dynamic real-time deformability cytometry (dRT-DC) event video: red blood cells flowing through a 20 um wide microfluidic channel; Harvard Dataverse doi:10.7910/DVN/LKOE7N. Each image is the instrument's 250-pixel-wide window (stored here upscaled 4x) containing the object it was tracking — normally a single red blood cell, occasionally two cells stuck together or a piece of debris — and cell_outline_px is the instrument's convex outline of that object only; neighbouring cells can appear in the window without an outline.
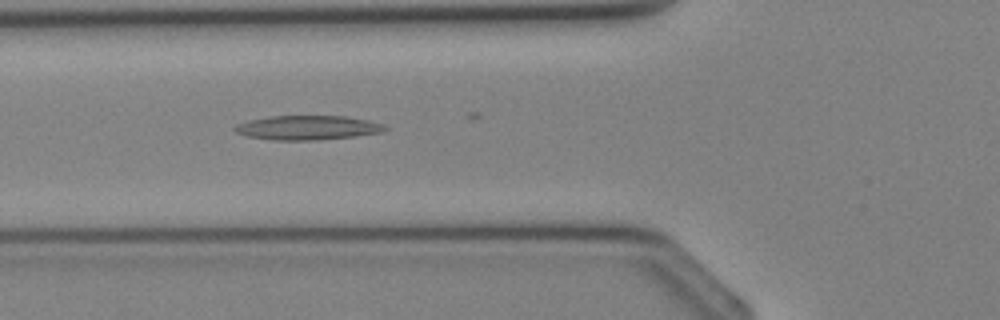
{"species": "Egyptian fruit bat (a non-hibernating species)", "species_latin": "Rousettus aegyptiacus", "temperature_condition": "cold", "stored_images_in_passage": 30, "segment_of_instrument_passage": [1, 2], "camera_frame_rate_fps": 3000, "um_per_image_px": 0.085, "animal": {"sex": "female"}, "frame": {"image": 1, "passage_image": 7, "time_ms": 2.0, "image_size_px": [1000, 320], "cell_outline_px": [[388, 128], [380, 132], [356, 136], [316, 140], [276, 140], [248, 136], [236, 132], [232, 128], [236, 124], [248, 120], [272, 116], [344, 116], [368, 120], [384, 124]], "centroid_in_image_um": [26.13, 10.85], "position_along_channel_um": 99.7, "area_um2": 21.15}}
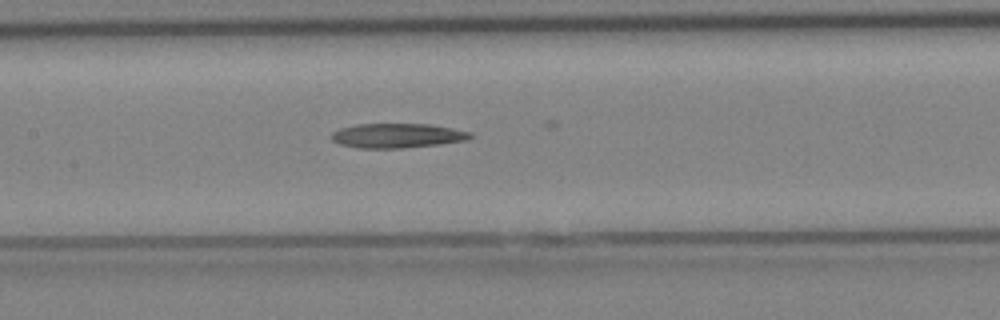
{"frame": {"image": 2, "passage_image": 11, "time_ms": 3.333, "image_size_px": [1000, 320], "cell_outline_px": [[472, 136], [468, 140], [440, 144], [400, 148], [356, 148], [340, 144], [332, 140], [332, 132], [340, 128], [356, 124], [428, 124], [452, 128], [472, 132]], "centroid_in_image_um": [33.77, 11.53], "position_along_channel_um": 173.6, "area_um2": 19.83}}
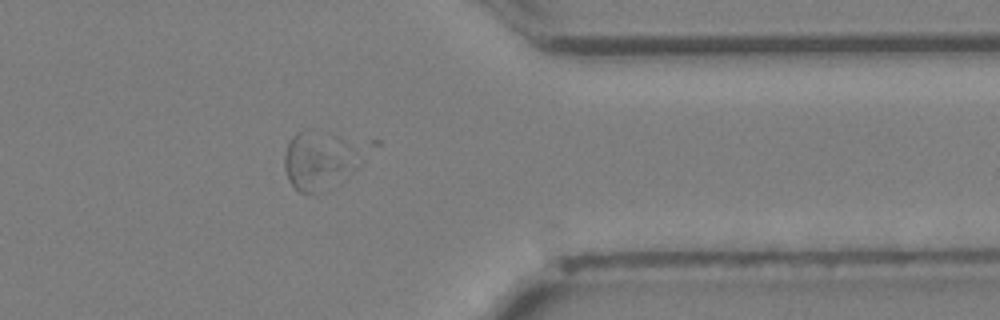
{"frame": {"image": 3, "passage_image": 23, "time_ms": 7.333, "image_size_px": [1000, 320], "cell_outline_px": [[360, 164], [340, 184], [312, 192], [300, 192], [288, 180], [284, 168], [284, 152], [292, 136], [296, 132], [304, 132]], "centroid_in_image_um": [26.77, 13.95], "position_along_channel_um": 384.6, "area_um2": 21.27}}